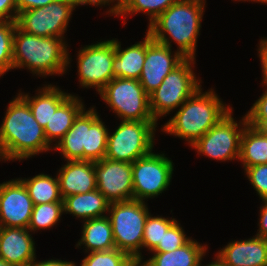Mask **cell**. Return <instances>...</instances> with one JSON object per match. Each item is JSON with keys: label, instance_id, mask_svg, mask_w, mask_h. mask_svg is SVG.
<instances>
[{"label": "cell", "instance_id": "27", "mask_svg": "<svg viewBox=\"0 0 267 266\" xmlns=\"http://www.w3.org/2000/svg\"><path fill=\"white\" fill-rule=\"evenodd\" d=\"M86 109L75 119L72 127L63 138L53 146L59 151L65 161L83 160V146L86 138Z\"/></svg>", "mask_w": 267, "mask_h": 266}, {"label": "cell", "instance_id": "39", "mask_svg": "<svg viewBox=\"0 0 267 266\" xmlns=\"http://www.w3.org/2000/svg\"><path fill=\"white\" fill-rule=\"evenodd\" d=\"M258 57L260 58L262 70V85L267 86V38L262 39L258 46Z\"/></svg>", "mask_w": 267, "mask_h": 266}, {"label": "cell", "instance_id": "41", "mask_svg": "<svg viewBox=\"0 0 267 266\" xmlns=\"http://www.w3.org/2000/svg\"><path fill=\"white\" fill-rule=\"evenodd\" d=\"M260 206V218H259V229L256 236L262 237L267 240V200L262 201Z\"/></svg>", "mask_w": 267, "mask_h": 266}, {"label": "cell", "instance_id": "18", "mask_svg": "<svg viewBox=\"0 0 267 266\" xmlns=\"http://www.w3.org/2000/svg\"><path fill=\"white\" fill-rule=\"evenodd\" d=\"M62 166L57 173L62 198L97 189L94 162L74 160Z\"/></svg>", "mask_w": 267, "mask_h": 266}, {"label": "cell", "instance_id": "4", "mask_svg": "<svg viewBox=\"0 0 267 266\" xmlns=\"http://www.w3.org/2000/svg\"><path fill=\"white\" fill-rule=\"evenodd\" d=\"M66 41L59 37L28 34L15 26L13 70L27 68L35 76L63 75L70 65Z\"/></svg>", "mask_w": 267, "mask_h": 266}, {"label": "cell", "instance_id": "11", "mask_svg": "<svg viewBox=\"0 0 267 266\" xmlns=\"http://www.w3.org/2000/svg\"><path fill=\"white\" fill-rule=\"evenodd\" d=\"M174 163L163 153L153 151L132 163L133 200L144 201L166 191L170 185Z\"/></svg>", "mask_w": 267, "mask_h": 266}, {"label": "cell", "instance_id": "40", "mask_svg": "<svg viewBox=\"0 0 267 266\" xmlns=\"http://www.w3.org/2000/svg\"><path fill=\"white\" fill-rule=\"evenodd\" d=\"M55 0H16L17 11L22 12L28 9L43 7Z\"/></svg>", "mask_w": 267, "mask_h": 266}, {"label": "cell", "instance_id": "31", "mask_svg": "<svg viewBox=\"0 0 267 266\" xmlns=\"http://www.w3.org/2000/svg\"><path fill=\"white\" fill-rule=\"evenodd\" d=\"M176 221L177 220L172 217L171 219L159 215L153 217V215L149 213L144 225L142 248H147V250L151 252L159 242H162L164 232H166Z\"/></svg>", "mask_w": 267, "mask_h": 266}, {"label": "cell", "instance_id": "23", "mask_svg": "<svg viewBox=\"0 0 267 266\" xmlns=\"http://www.w3.org/2000/svg\"><path fill=\"white\" fill-rule=\"evenodd\" d=\"M109 206L110 202L97 189L63 198L64 213L72 214L83 221L107 216L105 214Z\"/></svg>", "mask_w": 267, "mask_h": 266}, {"label": "cell", "instance_id": "9", "mask_svg": "<svg viewBox=\"0 0 267 266\" xmlns=\"http://www.w3.org/2000/svg\"><path fill=\"white\" fill-rule=\"evenodd\" d=\"M232 113L233 110L225 115L191 148L193 147L198 154H203V156L217 161L239 160L241 135L248 122L245 115L237 123L232 117Z\"/></svg>", "mask_w": 267, "mask_h": 266}, {"label": "cell", "instance_id": "5", "mask_svg": "<svg viewBox=\"0 0 267 266\" xmlns=\"http://www.w3.org/2000/svg\"><path fill=\"white\" fill-rule=\"evenodd\" d=\"M107 214L112 226L115 247L140 263L143 259L141 250L144 225L149 215L146 202L130 200L110 203Z\"/></svg>", "mask_w": 267, "mask_h": 266}, {"label": "cell", "instance_id": "29", "mask_svg": "<svg viewBox=\"0 0 267 266\" xmlns=\"http://www.w3.org/2000/svg\"><path fill=\"white\" fill-rule=\"evenodd\" d=\"M176 1L177 0H122L119 4V10L116 16L127 18L128 15H135L142 12L149 16V26Z\"/></svg>", "mask_w": 267, "mask_h": 266}, {"label": "cell", "instance_id": "43", "mask_svg": "<svg viewBox=\"0 0 267 266\" xmlns=\"http://www.w3.org/2000/svg\"><path fill=\"white\" fill-rule=\"evenodd\" d=\"M200 266H228L227 264H225L217 255H215V260L207 265H202L200 264Z\"/></svg>", "mask_w": 267, "mask_h": 266}, {"label": "cell", "instance_id": "10", "mask_svg": "<svg viewBox=\"0 0 267 266\" xmlns=\"http://www.w3.org/2000/svg\"><path fill=\"white\" fill-rule=\"evenodd\" d=\"M76 6L70 0H55L50 4L19 12L16 26L31 35L63 38Z\"/></svg>", "mask_w": 267, "mask_h": 266}, {"label": "cell", "instance_id": "34", "mask_svg": "<svg viewBox=\"0 0 267 266\" xmlns=\"http://www.w3.org/2000/svg\"><path fill=\"white\" fill-rule=\"evenodd\" d=\"M179 221H176L166 232H164V237L162 242L151 251V252H170L176 250L179 247L187 244L191 237L189 238L181 227Z\"/></svg>", "mask_w": 267, "mask_h": 266}, {"label": "cell", "instance_id": "37", "mask_svg": "<svg viewBox=\"0 0 267 266\" xmlns=\"http://www.w3.org/2000/svg\"><path fill=\"white\" fill-rule=\"evenodd\" d=\"M16 0H0V21H16Z\"/></svg>", "mask_w": 267, "mask_h": 266}, {"label": "cell", "instance_id": "42", "mask_svg": "<svg viewBox=\"0 0 267 266\" xmlns=\"http://www.w3.org/2000/svg\"><path fill=\"white\" fill-rule=\"evenodd\" d=\"M73 261H62L61 259H49L44 261H36V258L28 266H76Z\"/></svg>", "mask_w": 267, "mask_h": 266}, {"label": "cell", "instance_id": "35", "mask_svg": "<svg viewBox=\"0 0 267 266\" xmlns=\"http://www.w3.org/2000/svg\"><path fill=\"white\" fill-rule=\"evenodd\" d=\"M265 91L246 113L247 122L251 127L267 131V86Z\"/></svg>", "mask_w": 267, "mask_h": 266}, {"label": "cell", "instance_id": "2", "mask_svg": "<svg viewBox=\"0 0 267 266\" xmlns=\"http://www.w3.org/2000/svg\"><path fill=\"white\" fill-rule=\"evenodd\" d=\"M205 3V0H177L148 26L147 33L169 48L175 42L184 58L195 59Z\"/></svg>", "mask_w": 267, "mask_h": 266}, {"label": "cell", "instance_id": "3", "mask_svg": "<svg viewBox=\"0 0 267 266\" xmlns=\"http://www.w3.org/2000/svg\"><path fill=\"white\" fill-rule=\"evenodd\" d=\"M232 109L230 105L224 104L212 88L203 92L200 87L161 130L185 139L192 146Z\"/></svg>", "mask_w": 267, "mask_h": 266}, {"label": "cell", "instance_id": "7", "mask_svg": "<svg viewBox=\"0 0 267 266\" xmlns=\"http://www.w3.org/2000/svg\"><path fill=\"white\" fill-rule=\"evenodd\" d=\"M156 121H121L113 133L108 132L105 158L133 163L150 154L154 147Z\"/></svg>", "mask_w": 267, "mask_h": 266}, {"label": "cell", "instance_id": "16", "mask_svg": "<svg viewBox=\"0 0 267 266\" xmlns=\"http://www.w3.org/2000/svg\"><path fill=\"white\" fill-rule=\"evenodd\" d=\"M30 232L28 228L0 227V259L13 266H28L36 258Z\"/></svg>", "mask_w": 267, "mask_h": 266}, {"label": "cell", "instance_id": "45", "mask_svg": "<svg viewBox=\"0 0 267 266\" xmlns=\"http://www.w3.org/2000/svg\"><path fill=\"white\" fill-rule=\"evenodd\" d=\"M235 1H237V0H235ZM238 1H242V2H243V1H244V2H245V1H249V2H250V1L252 2V1H253V2H256V3H261V0H238Z\"/></svg>", "mask_w": 267, "mask_h": 266}, {"label": "cell", "instance_id": "26", "mask_svg": "<svg viewBox=\"0 0 267 266\" xmlns=\"http://www.w3.org/2000/svg\"><path fill=\"white\" fill-rule=\"evenodd\" d=\"M239 161L243 169L257 164L267 163V131L247 124L240 140Z\"/></svg>", "mask_w": 267, "mask_h": 266}, {"label": "cell", "instance_id": "22", "mask_svg": "<svg viewBox=\"0 0 267 266\" xmlns=\"http://www.w3.org/2000/svg\"><path fill=\"white\" fill-rule=\"evenodd\" d=\"M85 105L78 96L70 95L54 112L44 128L45 137L54 146L72 127L75 119L85 109Z\"/></svg>", "mask_w": 267, "mask_h": 266}, {"label": "cell", "instance_id": "33", "mask_svg": "<svg viewBox=\"0 0 267 266\" xmlns=\"http://www.w3.org/2000/svg\"><path fill=\"white\" fill-rule=\"evenodd\" d=\"M15 21H0V77L13 68Z\"/></svg>", "mask_w": 267, "mask_h": 266}, {"label": "cell", "instance_id": "28", "mask_svg": "<svg viewBox=\"0 0 267 266\" xmlns=\"http://www.w3.org/2000/svg\"><path fill=\"white\" fill-rule=\"evenodd\" d=\"M28 190L34 205L63 202L58 178L48 174H38L32 178H19Z\"/></svg>", "mask_w": 267, "mask_h": 266}, {"label": "cell", "instance_id": "25", "mask_svg": "<svg viewBox=\"0 0 267 266\" xmlns=\"http://www.w3.org/2000/svg\"><path fill=\"white\" fill-rule=\"evenodd\" d=\"M108 128L98 115L95 106L86 110V138L83 160L97 162L105 157Z\"/></svg>", "mask_w": 267, "mask_h": 266}, {"label": "cell", "instance_id": "20", "mask_svg": "<svg viewBox=\"0 0 267 266\" xmlns=\"http://www.w3.org/2000/svg\"><path fill=\"white\" fill-rule=\"evenodd\" d=\"M145 56L146 35L143 41L125 49L121 48V42L115 38V56L112 64L114 78L138 80L142 73Z\"/></svg>", "mask_w": 267, "mask_h": 266}, {"label": "cell", "instance_id": "36", "mask_svg": "<svg viewBox=\"0 0 267 266\" xmlns=\"http://www.w3.org/2000/svg\"><path fill=\"white\" fill-rule=\"evenodd\" d=\"M244 171L261 200H267V163L247 167Z\"/></svg>", "mask_w": 267, "mask_h": 266}, {"label": "cell", "instance_id": "14", "mask_svg": "<svg viewBox=\"0 0 267 266\" xmlns=\"http://www.w3.org/2000/svg\"><path fill=\"white\" fill-rule=\"evenodd\" d=\"M146 33V56L142 73L138 79L144 91L150 95L162 83L164 78L177 67L185 58Z\"/></svg>", "mask_w": 267, "mask_h": 266}, {"label": "cell", "instance_id": "12", "mask_svg": "<svg viewBox=\"0 0 267 266\" xmlns=\"http://www.w3.org/2000/svg\"><path fill=\"white\" fill-rule=\"evenodd\" d=\"M115 39L100 41L80 48L77 55L79 84L100 92L113 78Z\"/></svg>", "mask_w": 267, "mask_h": 266}, {"label": "cell", "instance_id": "46", "mask_svg": "<svg viewBox=\"0 0 267 266\" xmlns=\"http://www.w3.org/2000/svg\"><path fill=\"white\" fill-rule=\"evenodd\" d=\"M261 3H265V4H267V0H261Z\"/></svg>", "mask_w": 267, "mask_h": 266}, {"label": "cell", "instance_id": "38", "mask_svg": "<svg viewBox=\"0 0 267 266\" xmlns=\"http://www.w3.org/2000/svg\"><path fill=\"white\" fill-rule=\"evenodd\" d=\"M75 6H79V5H94V6H103L104 7L106 5L110 6V4H112V6H110L108 9V11L106 13H109L108 15L111 16L112 15H117L118 10H119V3L115 2L116 0H70ZM115 2V3H114ZM114 3V5H113Z\"/></svg>", "mask_w": 267, "mask_h": 266}, {"label": "cell", "instance_id": "1", "mask_svg": "<svg viewBox=\"0 0 267 266\" xmlns=\"http://www.w3.org/2000/svg\"><path fill=\"white\" fill-rule=\"evenodd\" d=\"M53 150L44 128L34 119L28 103L18 94L9 102L0 126V159L27 160Z\"/></svg>", "mask_w": 267, "mask_h": 266}, {"label": "cell", "instance_id": "15", "mask_svg": "<svg viewBox=\"0 0 267 266\" xmlns=\"http://www.w3.org/2000/svg\"><path fill=\"white\" fill-rule=\"evenodd\" d=\"M33 207L19 178L0 183V227L28 228Z\"/></svg>", "mask_w": 267, "mask_h": 266}, {"label": "cell", "instance_id": "44", "mask_svg": "<svg viewBox=\"0 0 267 266\" xmlns=\"http://www.w3.org/2000/svg\"><path fill=\"white\" fill-rule=\"evenodd\" d=\"M0 266H13L12 264L7 263L5 260L0 259Z\"/></svg>", "mask_w": 267, "mask_h": 266}, {"label": "cell", "instance_id": "32", "mask_svg": "<svg viewBox=\"0 0 267 266\" xmlns=\"http://www.w3.org/2000/svg\"><path fill=\"white\" fill-rule=\"evenodd\" d=\"M80 266H138L127 253L117 248L109 251L88 252Z\"/></svg>", "mask_w": 267, "mask_h": 266}, {"label": "cell", "instance_id": "24", "mask_svg": "<svg viewBox=\"0 0 267 266\" xmlns=\"http://www.w3.org/2000/svg\"><path fill=\"white\" fill-rule=\"evenodd\" d=\"M84 222L82 235L76 248L83 245L85 252L109 251L115 249L112 226L107 216L93 218Z\"/></svg>", "mask_w": 267, "mask_h": 266}, {"label": "cell", "instance_id": "8", "mask_svg": "<svg viewBox=\"0 0 267 266\" xmlns=\"http://www.w3.org/2000/svg\"><path fill=\"white\" fill-rule=\"evenodd\" d=\"M98 94L121 121H155L139 80L113 78Z\"/></svg>", "mask_w": 267, "mask_h": 266}, {"label": "cell", "instance_id": "19", "mask_svg": "<svg viewBox=\"0 0 267 266\" xmlns=\"http://www.w3.org/2000/svg\"><path fill=\"white\" fill-rule=\"evenodd\" d=\"M207 245L193 238L184 246L170 252H150L152 257L140 261L138 266H200L207 253ZM143 262V263H142Z\"/></svg>", "mask_w": 267, "mask_h": 266}, {"label": "cell", "instance_id": "13", "mask_svg": "<svg viewBox=\"0 0 267 266\" xmlns=\"http://www.w3.org/2000/svg\"><path fill=\"white\" fill-rule=\"evenodd\" d=\"M97 190L110 203L133 200L132 163L103 158L94 162Z\"/></svg>", "mask_w": 267, "mask_h": 266}, {"label": "cell", "instance_id": "30", "mask_svg": "<svg viewBox=\"0 0 267 266\" xmlns=\"http://www.w3.org/2000/svg\"><path fill=\"white\" fill-rule=\"evenodd\" d=\"M64 213L63 202L42 203L34 205L28 229L31 233L49 229L60 221Z\"/></svg>", "mask_w": 267, "mask_h": 266}, {"label": "cell", "instance_id": "17", "mask_svg": "<svg viewBox=\"0 0 267 266\" xmlns=\"http://www.w3.org/2000/svg\"><path fill=\"white\" fill-rule=\"evenodd\" d=\"M216 255L228 266H264L267 263V240L256 235L234 240Z\"/></svg>", "mask_w": 267, "mask_h": 266}, {"label": "cell", "instance_id": "21", "mask_svg": "<svg viewBox=\"0 0 267 266\" xmlns=\"http://www.w3.org/2000/svg\"><path fill=\"white\" fill-rule=\"evenodd\" d=\"M37 94L29 96V94H19L30 106L34 115V119L45 128L48 121L56 111V109L71 95L70 93L62 91L55 85L47 84L37 90Z\"/></svg>", "mask_w": 267, "mask_h": 266}, {"label": "cell", "instance_id": "6", "mask_svg": "<svg viewBox=\"0 0 267 266\" xmlns=\"http://www.w3.org/2000/svg\"><path fill=\"white\" fill-rule=\"evenodd\" d=\"M196 59L185 58L163 80V83L149 95V106L157 122L162 116L180 107L201 86L192 67ZM193 65V66H192Z\"/></svg>", "mask_w": 267, "mask_h": 266}]
</instances>
